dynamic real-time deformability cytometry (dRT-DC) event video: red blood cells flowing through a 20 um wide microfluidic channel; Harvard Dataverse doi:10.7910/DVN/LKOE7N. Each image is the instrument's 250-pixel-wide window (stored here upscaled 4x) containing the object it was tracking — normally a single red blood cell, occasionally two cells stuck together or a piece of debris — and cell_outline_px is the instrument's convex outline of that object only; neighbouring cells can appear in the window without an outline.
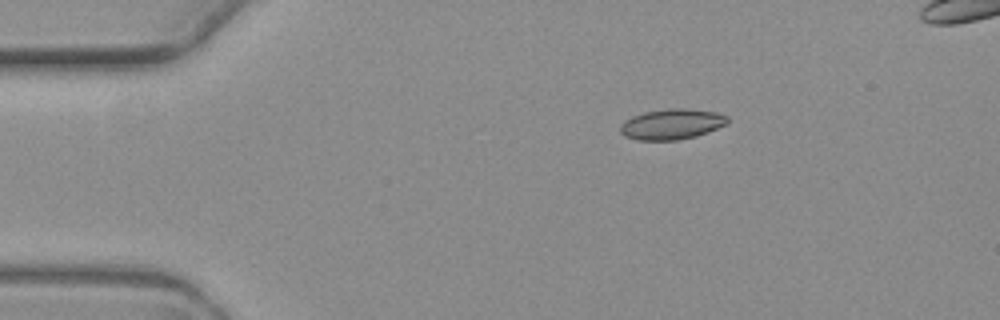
{"species": "common noctule bat (a hibernating species)", "species_latin": "Nyctalus noctula", "temperature_condition": "warm", "stored_images_in_passage": 4, "camera_frame_rate_fps": 3000, "um_per_image_px": 0.085, "animal": {"sex": "female", "body_mass_g": 19.3, "forearm_length_mm": 54.1}, "frame": {"image": 1, "passage_image": 1, "time_ms": 0.0, "image_size_px": [1000, 320], "cell_outline_px": [[728, 124], [708, 132], [696, 136], [676, 140], [636, 140], [624, 136], [620, 132], [620, 124], [624, 120], [632, 116], [644, 112], [672, 108], [684, 108], [716, 112], [728, 116]], "centroid_in_image_um": [57.09, 10.56], "position_along_channel_um": 27.9, "area_um2": 19.19}}